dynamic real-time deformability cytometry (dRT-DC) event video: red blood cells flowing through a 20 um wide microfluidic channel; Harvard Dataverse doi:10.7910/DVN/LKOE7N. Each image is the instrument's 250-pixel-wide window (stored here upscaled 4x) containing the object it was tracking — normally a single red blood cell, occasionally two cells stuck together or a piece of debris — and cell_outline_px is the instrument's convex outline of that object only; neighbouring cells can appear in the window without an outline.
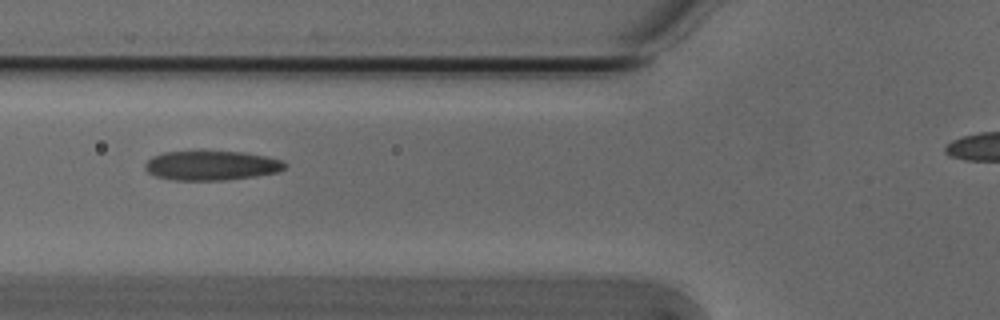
{"species": "Egyptian fruit bat (a non-hibernating species)", "species_latin": "Rousettus aegyptiacus", "temperature_condition": "cold", "stored_images_in_passage": 30, "camera_frame_rate_fps": 3000, "um_per_image_px": 0.085, "animal": {"sex": "male"}, "frame": {"image": 1, "passage_image": 4, "time_ms": 1.0, "image_size_px": [1000, 320], "cell_outline_px": [[288, 164], [284, 168], [276, 172], [256, 176], [228, 180], [172, 180], [156, 176], [148, 172], [144, 168], [144, 164], [152, 156], [164, 152], [244, 152], [264, 156], [280, 160]], "centroid_in_image_um": [17.95, 14.08], "position_along_channel_um": 107.9, "area_um2": 23.81}}
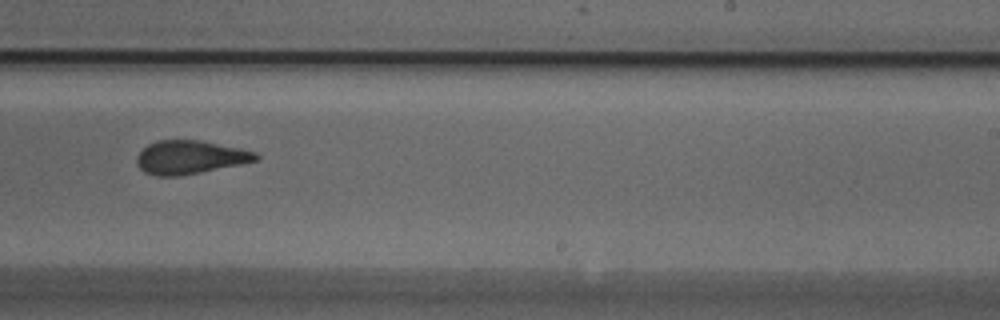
{"frame": {"image": 2, "passage_image": 17, "time_ms": 5.333, "image_size_px": [1000, 320], "cell_outline_px": [[260, 156], [256, 160], [240, 164], [180, 176], [156, 176], [144, 172], [136, 164], [136, 156], [148, 144], [160, 140], [200, 140], [240, 148], [256, 152]], "centroid_in_image_um": [16.12, 13.37], "position_along_channel_um": 272.9, "area_um2": 23.12}}
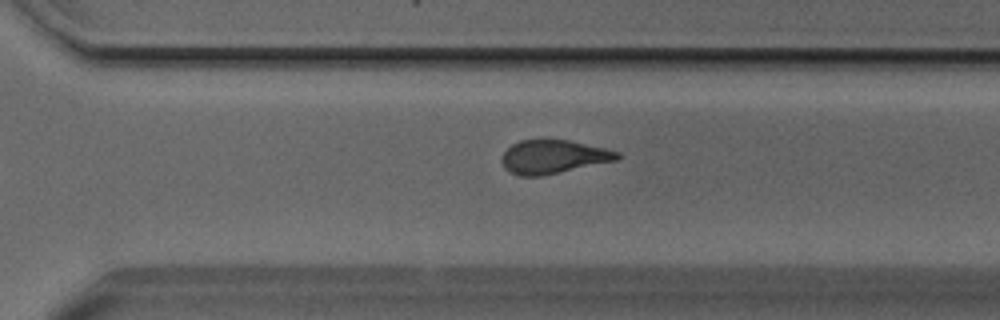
{"frame": {"image": 3, "passage_image": 21, "time_ms": 6.667, "image_size_px": [1000, 320], "cell_outline_px": [[620, 156], [616, 160], [540, 176], [520, 176], [504, 168], [500, 160], [504, 152], [512, 144], [520, 140], [568, 140], [604, 148], [620, 152]], "centroid_in_image_um": [46.99, 13.32], "position_along_channel_um": 323.6, "area_um2": 22.25}, "authors_computed_cell_mechanics": {"area_um2": 23.8136, "velocity_mm_per_s": 3.8182, "shape_relaxation_time_tau1_ms": null, "shape_relaxation_time_tau2_ms": 2.589, "deformation_change_tau1": null, "deformation_change_tau2": 0.1014}}